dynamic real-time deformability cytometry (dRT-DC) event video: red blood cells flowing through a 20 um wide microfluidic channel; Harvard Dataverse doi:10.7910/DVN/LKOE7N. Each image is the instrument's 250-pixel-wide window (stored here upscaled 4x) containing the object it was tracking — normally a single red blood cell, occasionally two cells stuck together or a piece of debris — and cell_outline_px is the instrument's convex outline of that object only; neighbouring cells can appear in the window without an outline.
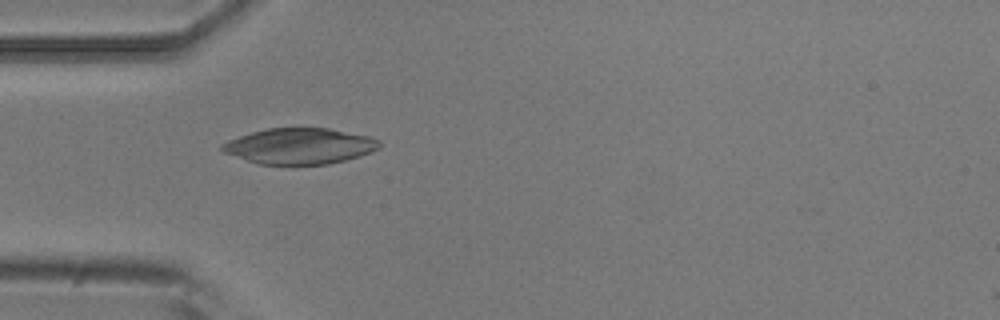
{"species": "common noctule bat (a hibernating species)", "species_latin": "Nyctalus noctula", "temperature_condition": "room temperature", "stored_images_in_passage": 43, "camera_frame_rate_fps": 3000, "um_per_image_px": 0.085, "animal": {"sex": "male", "body_mass_g": 20.5, "forearm_length_mm": 52.5}, "frame": {"image": 1, "passage_image": 6, "time_ms": 1.667, "image_size_px": [1000, 320], "cell_outline_px": [[380, 148], [372, 152], [360, 156], [328, 164], [260, 164], [224, 152], [220, 148], [220, 144], [228, 140], [252, 132], [268, 128], [328, 128], [368, 136], [380, 140]], "centroid_in_image_um": [25.49, 12.41], "position_along_channel_um": 59.5, "area_um2": 32.6}}
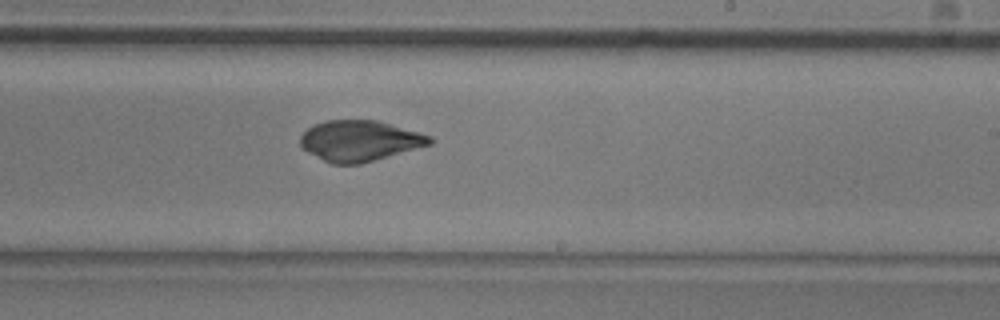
{"frame": {"image": 2, "passage_image": 22, "time_ms": 7.0, "image_size_px": [1000, 320], "cell_outline_px": [[436, 140], [432, 144], [360, 164], [332, 164], [308, 152], [300, 144], [300, 136], [312, 124], [324, 120], [376, 120], [432, 136]], "centroid_in_image_um": [30.58, 11.96], "position_along_channel_um": 258.4, "area_um2": 30.63}}
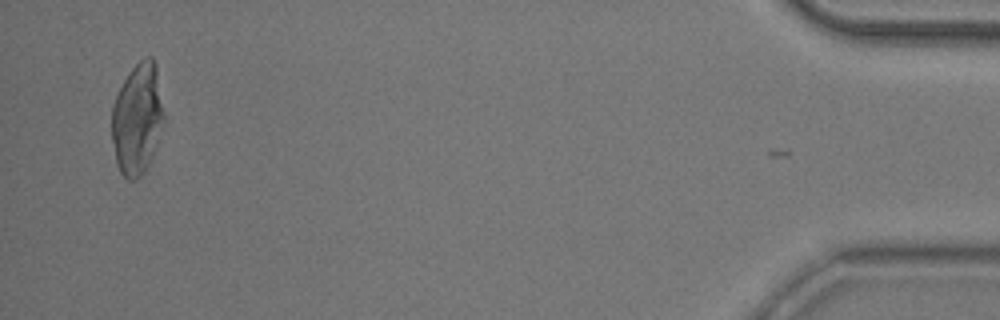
{"frame": {"image": 3, "passage_image": 42, "time_ms": 13.667, "image_size_px": [1000, 320], "cell_outline_px": [[164, 120], [148, 164], [144, 172], [136, 180], [128, 180], [120, 172], [116, 164], [112, 140], [112, 108], [116, 96], [128, 72], [144, 56], [152, 56], [156, 64], [164, 112]], "centroid_in_image_um": [11.66, 10.08], "position_along_channel_um": 423.5, "area_um2": 33.58}}